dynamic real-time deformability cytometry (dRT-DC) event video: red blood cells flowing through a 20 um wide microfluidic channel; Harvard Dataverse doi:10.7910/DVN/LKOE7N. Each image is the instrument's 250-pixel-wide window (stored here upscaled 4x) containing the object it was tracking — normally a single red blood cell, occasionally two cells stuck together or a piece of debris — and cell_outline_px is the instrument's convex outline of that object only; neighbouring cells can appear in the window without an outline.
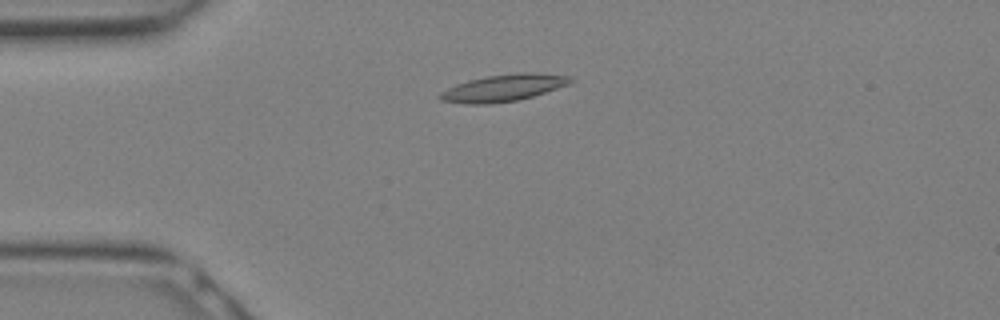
{"species": "Egyptian fruit bat (a non-hibernating species)", "species_latin": "Rousettus aegyptiacus", "temperature_condition": "warm", "stored_images_in_passage": 28, "camera_frame_rate_fps": 3000, "um_per_image_px": 0.085, "animal": {"sex": "female"}, "frame": {"image": 1, "passage_image": 7, "time_ms": 2.0, "image_size_px": [1000, 320], "cell_outline_px": [[576, 80], [568, 84], [520, 100], [492, 104], [464, 104], [440, 100], [436, 96], [440, 92], [456, 84], [468, 80], [488, 76], [520, 72], [532, 72], [568, 76]], "centroid_in_image_um": [42.74, 7.48], "position_along_channel_um": 42.3, "area_um2": 20.46}}
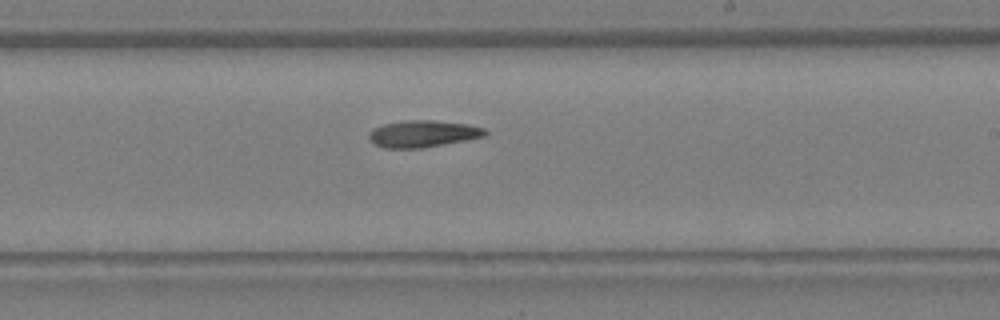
{"frame": {"image": 2, "passage_image": 17, "time_ms": 5.333, "image_size_px": [1000, 320], "cell_outline_px": [[488, 132], [484, 136], [444, 144], [420, 148], [384, 148], [376, 144], [368, 136], [368, 132], [372, 128], [384, 124], [404, 120], [432, 120], [468, 124], [484, 128]], "centroid_in_image_um": [35.92, 11.36], "position_along_channel_um": 253.1, "area_um2": 18.03}}
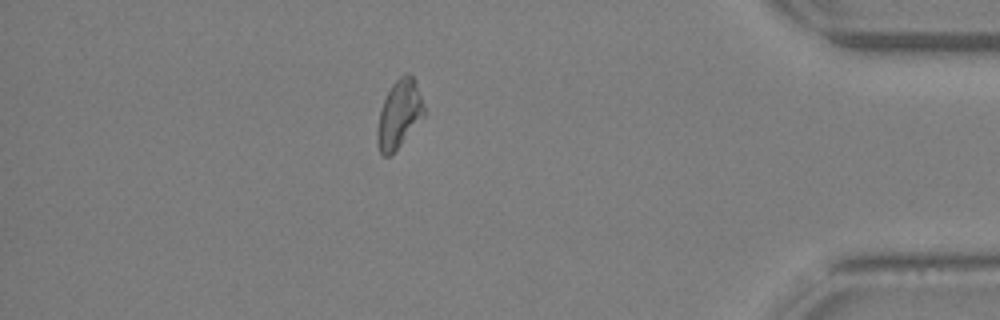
{"frame": {"image": 3, "passage_image": 25, "time_ms": 8.0, "image_size_px": [1000, 320], "cell_outline_px": [[424, 116], [392, 156], [384, 156], [380, 152], [376, 140], [376, 132], [380, 112], [384, 100], [392, 84], [404, 72], [408, 72], [412, 76], [420, 96], [424, 108]], "centroid_in_image_um": [33.9, 9.75], "position_along_channel_um": 401.3, "area_um2": 18.32}}